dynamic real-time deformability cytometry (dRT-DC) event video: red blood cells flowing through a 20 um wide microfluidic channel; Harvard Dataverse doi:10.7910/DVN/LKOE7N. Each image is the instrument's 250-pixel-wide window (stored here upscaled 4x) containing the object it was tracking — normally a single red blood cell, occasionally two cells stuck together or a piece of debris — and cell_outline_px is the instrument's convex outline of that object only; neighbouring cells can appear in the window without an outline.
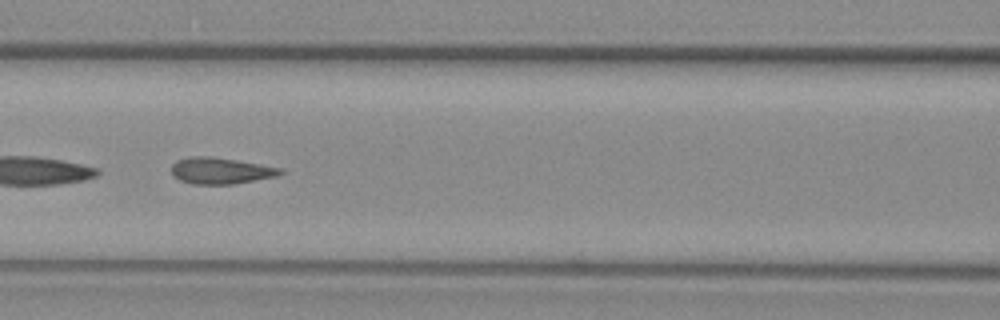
{"species": "common noctule bat (a hibernating species)", "species_latin": "Nyctalus noctula", "temperature_condition": "warm", "stored_images_in_passage": 44, "camera_frame_rate_fps": 3000, "um_per_image_px": 0.085, "animal": {"sex": "female", "body_mass_g": 29.2, "forearm_length_mm": 56.3}, "frame": {"image": 1, "passage_image": 13, "time_ms": 4.0, "image_size_px": [1000, 320], "cell_outline_px": [[288, 172], [280, 176], [232, 184], [192, 184], [180, 180], [172, 176], [172, 164], [176, 160], [192, 156], [212, 156], [284, 168]], "centroid_in_image_um": [18.82, 14.51], "position_along_channel_um": 147.8, "area_um2": 17.05}}
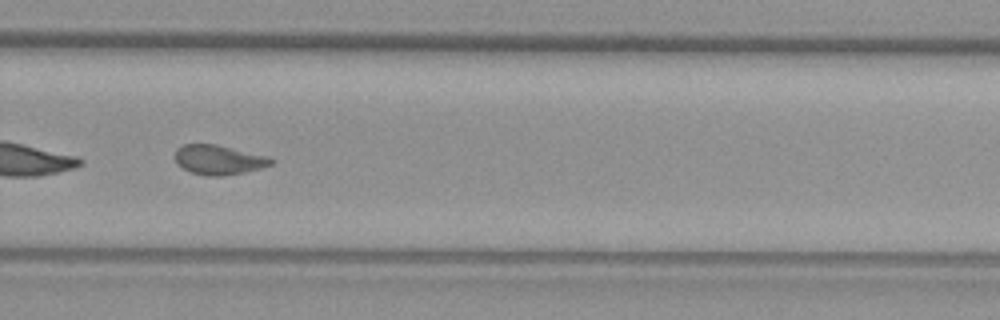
{"frame": {"image": 2, "passage_image": 26, "time_ms": 8.333, "image_size_px": [1000, 320], "cell_outline_px": [[272, 164], [260, 168], [244, 172], [220, 176], [208, 176], [192, 172], [176, 164], [176, 148], [184, 144], [216, 144], [268, 156], [272, 160]], "centroid_in_image_um": [18.57, 13.57], "position_along_channel_um": 311.2, "area_um2": 16.36}}
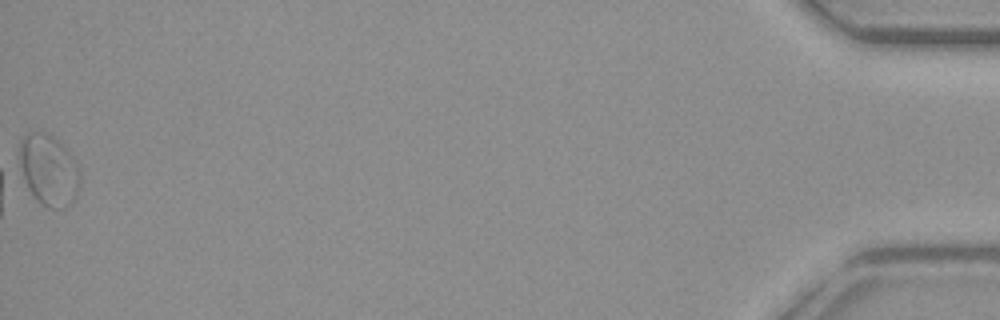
{"frame": {"image": 3, "passage_image": 44, "time_ms": 14.333, "image_size_px": [1000, 320], "cell_outline_px": [[80, 184], [76, 196], [72, 204], [64, 208], [48, 208], [40, 204], [32, 196], [16, 168], [20, 140], [28, 132], [40, 132], [52, 136], [68, 152], [80, 172]], "centroid_in_image_um": [4.06, 14.5], "position_along_channel_um": 431.1, "area_um2": 25.66}}